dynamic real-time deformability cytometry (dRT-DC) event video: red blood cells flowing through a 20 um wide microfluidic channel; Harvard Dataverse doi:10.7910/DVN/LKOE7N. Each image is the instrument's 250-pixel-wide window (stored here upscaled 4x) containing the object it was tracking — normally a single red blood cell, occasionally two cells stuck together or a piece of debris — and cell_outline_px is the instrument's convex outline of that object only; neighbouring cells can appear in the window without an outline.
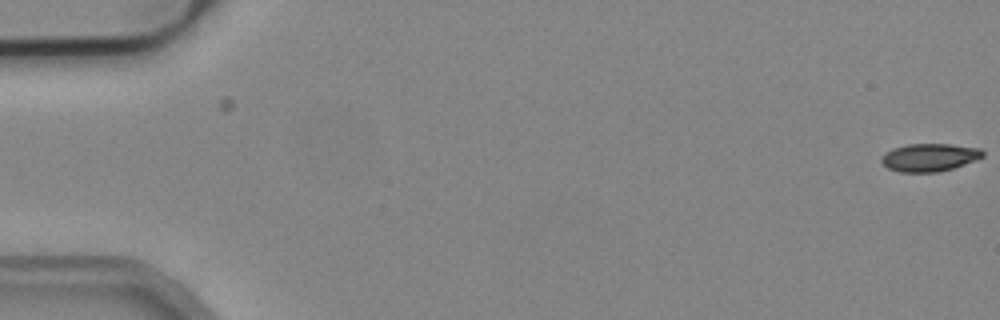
{"species": "common noctule bat (a hibernating species)", "species_latin": "Nyctalus noctula", "temperature_condition": "cold", "stored_images_in_passage": 55, "camera_frame_rate_fps": 3000, "um_per_image_px": 0.085, "animal": {"sex": "male", "body_mass_g": 19.2, "forearm_length_mm": 51.8}, "frame": {"image": 1, "passage_image": 1, "time_ms": 0.0, "image_size_px": [1000, 320], "cell_outline_px": [[984, 156], [976, 160], [952, 168], [936, 172], [900, 172], [888, 168], [880, 160], [892, 148], [908, 144], [948, 144], [980, 148], [984, 152]], "centroid_in_image_um": [79.03, 13.37], "position_along_channel_um": 6.0, "area_um2": 16.24}}
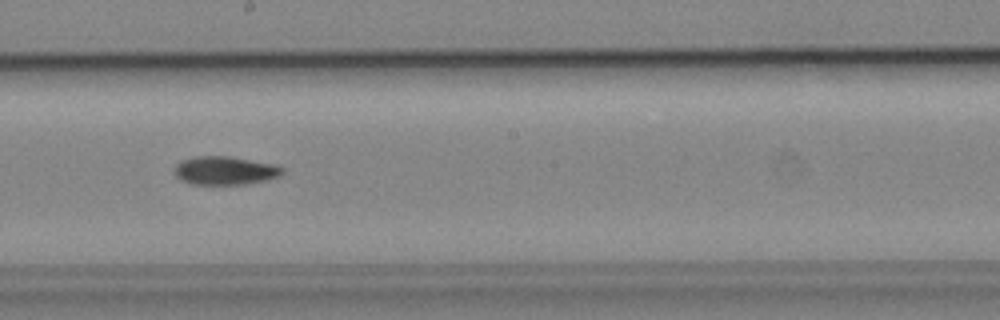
{"frame": {"image": 2, "passage_image": 31, "time_ms": 10.0, "image_size_px": [1000, 320], "cell_outline_px": [[284, 172], [280, 176], [248, 184], [192, 184], [180, 180], [176, 176], [176, 164], [180, 160], [196, 156], [228, 156], [276, 164], [284, 168]], "centroid_in_image_um": [19.14, 14.49], "position_along_channel_um": 229.1, "area_um2": 17.92}}
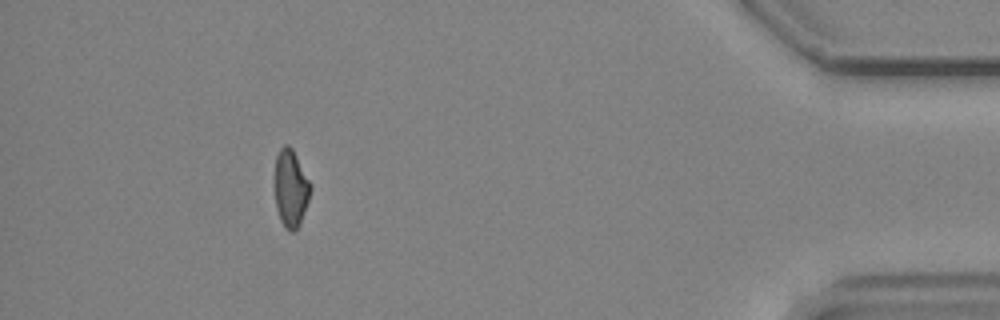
{"frame": {"image": 3, "passage_image": 50, "time_ms": 16.333, "image_size_px": [1000, 320], "cell_outline_px": [[312, 188], [300, 224], [292, 232], [288, 232], [284, 228], [280, 220], [276, 208], [276, 156], [280, 148], [284, 144], [288, 144], [292, 148], [312, 184]], "centroid_in_image_um": [24.73, 16.02], "position_along_channel_um": 410.5, "area_um2": 16.07}, "authors_computed_cell_mechanics": {"area_um2": 17.1666, "velocity_mm_per_s": 3.7996, "shape_relaxation_time_tau1_ms": 8.3109, "shape_relaxation_time_tau2_ms": 7.7468, "deformation_change_tau1": 0.1816, "deformation_change_tau2": 0.149}}